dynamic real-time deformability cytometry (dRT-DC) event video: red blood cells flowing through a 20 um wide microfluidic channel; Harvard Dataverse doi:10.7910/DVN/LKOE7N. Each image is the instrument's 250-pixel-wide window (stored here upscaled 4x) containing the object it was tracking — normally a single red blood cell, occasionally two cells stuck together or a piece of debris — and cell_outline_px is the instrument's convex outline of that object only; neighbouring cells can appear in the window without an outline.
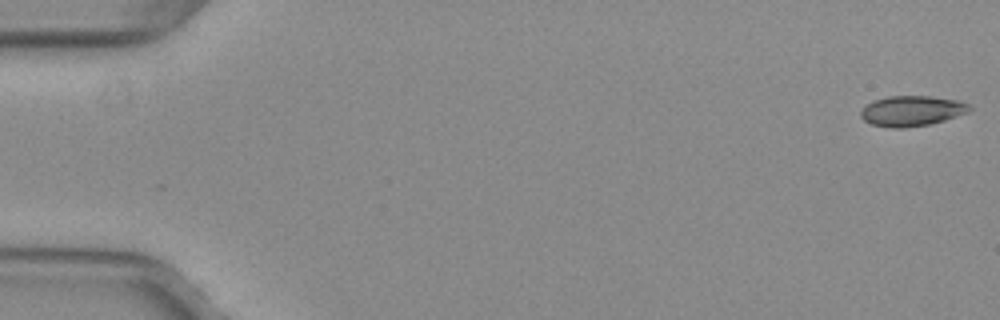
{"species": "common noctule bat (a hibernating species)", "species_latin": "Nyctalus noctula", "temperature_condition": "warm", "stored_images_in_passage": 14, "camera_frame_rate_fps": 3000, "um_per_image_px": 0.085, "animal": {"sex": "female", "body_mass_g": 29.2, "forearm_length_mm": 56.3}, "frame": {"image": 1, "passage_image": 1, "time_ms": 0.0, "image_size_px": [1000, 320], "cell_outline_px": [[972, 108], [968, 112], [944, 120], [928, 124], [904, 128], [892, 128], [872, 124], [864, 120], [860, 116], [860, 112], [872, 100], [888, 96], [932, 96], [960, 100], [968, 104]], "centroid_in_image_um": [77.51, 9.41], "position_along_channel_um": 7.5, "area_um2": 19.19}}
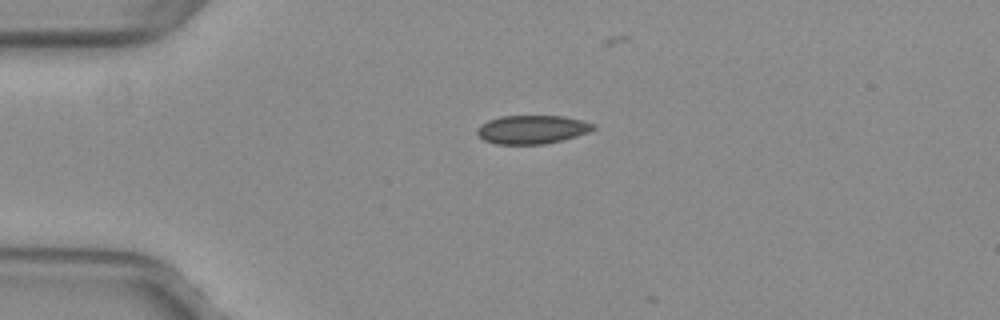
{"frame": {"image": 2, "passage_image": 13, "time_ms": 4.0, "image_size_px": [1000, 320], "cell_outline_px": [[596, 128], [588, 132], [576, 136], [544, 144], [496, 144], [484, 140], [476, 132], [476, 128], [480, 124], [488, 120], [500, 116], [564, 116], [596, 124]], "centroid_in_image_um": [45.2, 11.0], "position_along_channel_um": 39.8, "area_um2": 19.31}}